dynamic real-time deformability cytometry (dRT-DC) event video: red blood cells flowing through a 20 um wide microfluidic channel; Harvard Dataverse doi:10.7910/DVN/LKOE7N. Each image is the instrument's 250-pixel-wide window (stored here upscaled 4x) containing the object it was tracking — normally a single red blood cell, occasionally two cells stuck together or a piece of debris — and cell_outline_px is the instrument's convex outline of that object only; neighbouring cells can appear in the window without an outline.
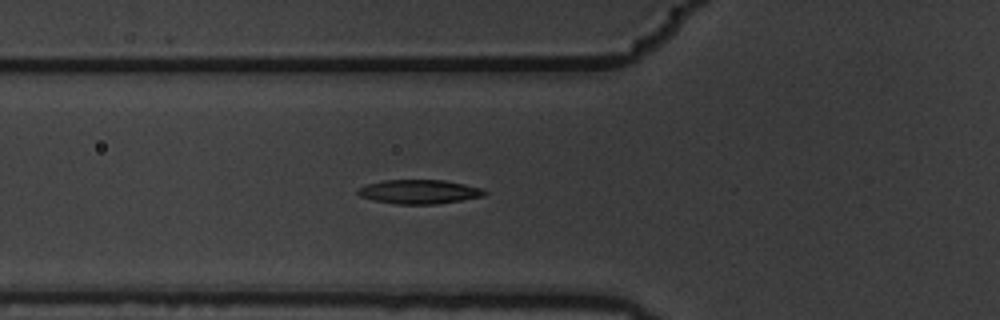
{"species": "common noctule bat (a hibernating species)", "species_latin": "Nyctalus noctula", "temperature_condition": "warm", "stored_images_in_passage": 7, "camera_frame_rate_fps": 3000, "um_per_image_px": 0.085, "animal": {"sex": "male", "body_mass_g": 19.5, "forearm_length_mm": 54.6}, "frame": {"image": 1, "passage_image": 7, "time_ms": 2.0, "image_size_px": [1000, 320], "cell_outline_px": [[488, 192], [484, 196], [436, 204], [396, 204], [376, 200], [360, 196], [356, 192], [356, 188], [368, 184], [384, 180], [444, 180], [464, 184], [480, 188]], "centroid_in_image_um": [35.61, 16.29], "position_along_channel_um": 90.2, "area_um2": 17.63}}